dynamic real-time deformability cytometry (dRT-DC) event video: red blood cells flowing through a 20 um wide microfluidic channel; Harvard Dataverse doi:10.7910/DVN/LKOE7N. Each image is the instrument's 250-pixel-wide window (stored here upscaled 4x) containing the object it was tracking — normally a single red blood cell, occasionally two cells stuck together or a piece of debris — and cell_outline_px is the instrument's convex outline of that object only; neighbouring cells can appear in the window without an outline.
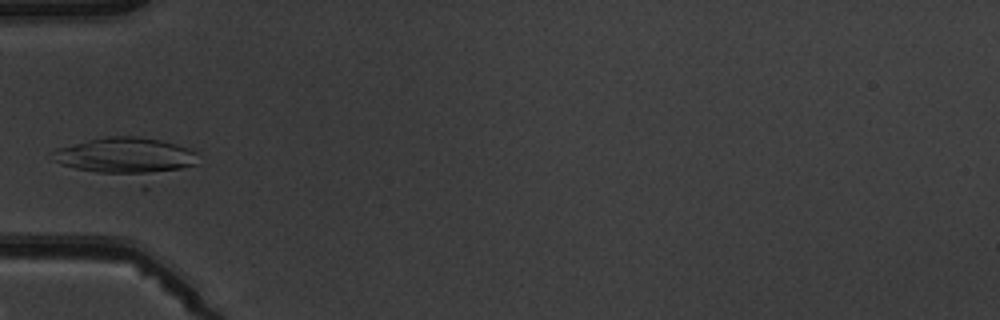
{"species": "common noctule bat (a hibernating species)", "species_latin": "Nyctalus noctula", "temperature_condition": "warm", "stored_images_in_passage": 5, "camera_frame_rate_fps": 3000, "um_per_image_px": 0.085, "animal": {"sex": "male", "body_mass_g": 19.5, "forearm_length_mm": 54.6}, "frame": {"image": 1, "passage_image": 4, "time_ms": 3.667, "image_size_px": [1000, 320], "cell_outline_px": [[200, 164], [144, 192], [60, 164], [52, 160], [56, 148], [88, 140], [108, 136], [136, 136], [160, 140], [176, 144], [188, 148], [196, 152]], "centroid_in_image_um": [10.92, 13.6], "position_along_channel_um": 74.1, "area_um2": 37.97}}
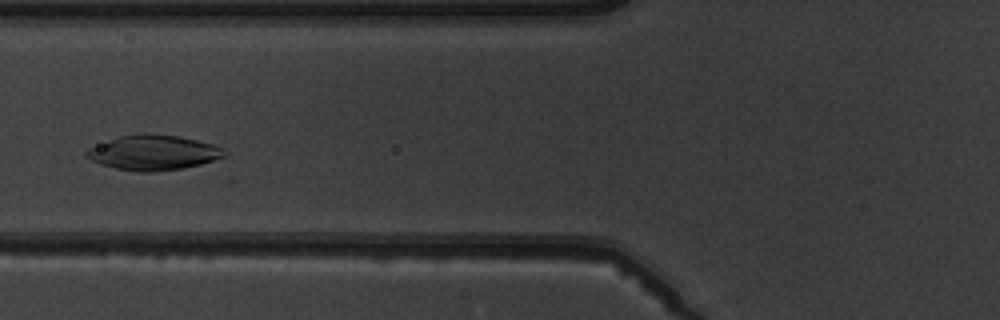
{"frame": {"image": 2, "passage_image": 5, "time_ms": 4.667, "image_size_px": [1000, 320], "cell_outline_px": [[224, 156], [200, 164], [184, 168], [152, 172], [136, 172], [116, 168], [100, 164], [84, 156], [84, 152], [88, 148], [120, 136], [176, 136], [196, 140], [212, 144], [220, 148]], "centroid_in_image_um": [12.97, 13.02], "position_along_channel_um": 112.8, "area_um2": 26.99}}